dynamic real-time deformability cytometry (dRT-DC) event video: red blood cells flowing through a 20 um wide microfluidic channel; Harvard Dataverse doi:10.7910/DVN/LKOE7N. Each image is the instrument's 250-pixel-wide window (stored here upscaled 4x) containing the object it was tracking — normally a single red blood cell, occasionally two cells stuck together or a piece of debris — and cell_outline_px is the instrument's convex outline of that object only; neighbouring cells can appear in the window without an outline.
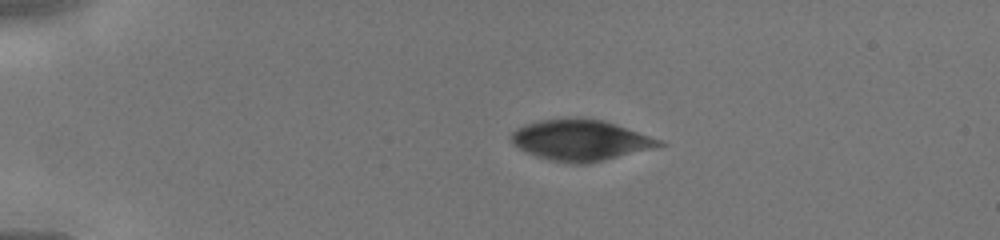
{"species": "human", "species_latin": "Homo sapiens", "temperature_condition": "cold", "stored_images_in_passage": 36, "camera_frame_rate_fps": 3000, "um_per_image_px": 0.085, "donor": {"sex": "male"}, "frame": {"image": 1, "passage_image": 1, "time_ms": 0.0, "image_size_px": [1000, 240], "cell_outline_px": [[668, 144], [656, 148], [588, 164], [572, 164], [552, 160], [536, 156], [520, 148], [512, 140], [512, 132], [516, 128], [540, 120], [604, 120], [664, 140]], "centroid_in_image_um": [49.46, 11.95], "position_along_channel_um": 35.5, "area_um2": 34.62}}
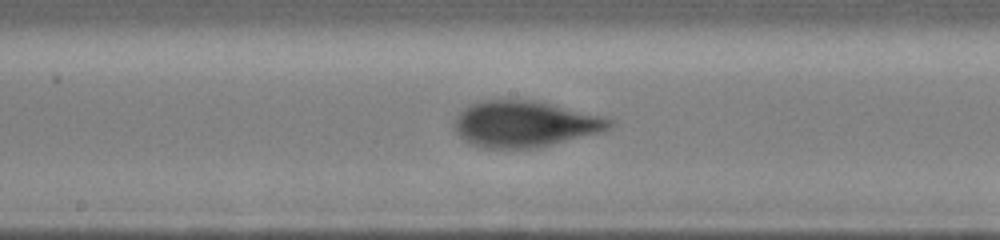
{"frame": {"image": 2, "passage_image": 16, "time_ms": 5.0, "image_size_px": [1000, 240], "cell_outline_px": [[616, 124], [612, 128], [600, 132], [536, 148], [484, 148], [472, 144], [464, 140], [456, 132], [452, 124], [456, 116], [464, 108], [480, 100], [536, 100], [604, 116], [612, 120]], "centroid_in_image_um": [44.61, 10.53], "position_along_channel_um": 203.6, "area_um2": 41.85}}
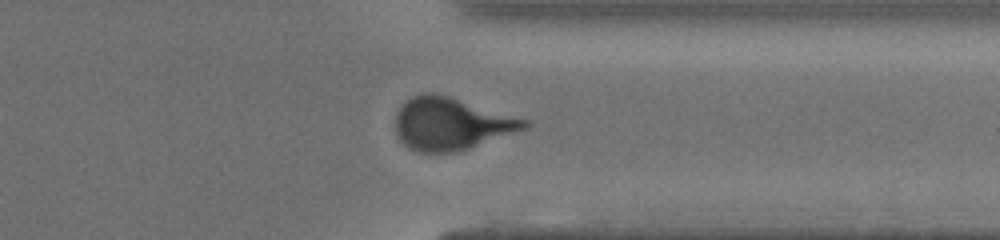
{"frame": {"image": 3, "passage_image": 27, "time_ms": 8.667, "image_size_px": [1000, 240], "cell_outline_px": [[532, 124], [528, 128], [468, 148], [452, 152], [416, 152], [408, 148], [400, 140], [396, 132], [396, 116], [404, 100], [412, 96], [424, 92], [432, 92], [448, 96], [528, 120]], "centroid_in_image_um": [38.32, 10.51], "position_along_channel_um": 373.1, "area_um2": 39.07}}